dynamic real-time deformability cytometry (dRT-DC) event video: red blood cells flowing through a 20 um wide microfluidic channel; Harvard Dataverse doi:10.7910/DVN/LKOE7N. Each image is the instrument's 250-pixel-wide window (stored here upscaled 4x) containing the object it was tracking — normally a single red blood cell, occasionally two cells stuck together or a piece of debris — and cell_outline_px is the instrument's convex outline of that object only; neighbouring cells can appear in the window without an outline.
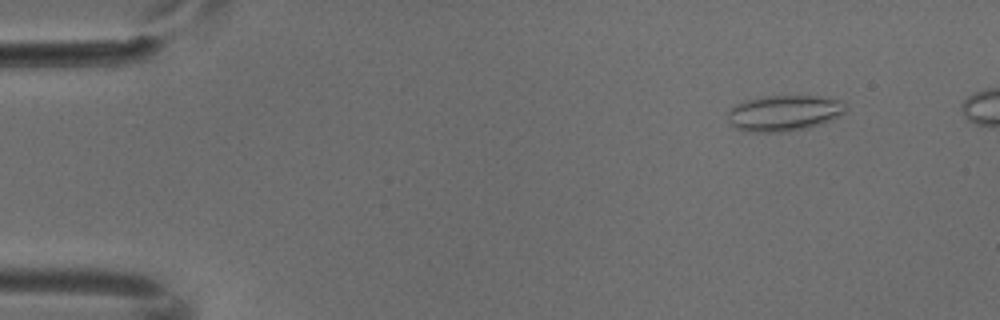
{"species": "common noctule bat (a hibernating species)", "species_latin": "Nyctalus noctula", "temperature_condition": "cold", "stored_images_in_passage": 7, "camera_frame_rate_fps": 3000, "um_per_image_px": 0.085, "animal": {"sex": "male", "body_mass_g": 18.8}, "frame": {"image": 1, "passage_image": 2, "time_ms": 0.333, "image_size_px": [1000, 320], "cell_outline_px": [[848, 108], [844, 112], [820, 124], [808, 128], [780, 132], [748, 132], [736, 128], [728, 120], [728, 112], [736, 104], [744, 100], [768, 96], [816, 96], [840, 100]], "centroid_in_image_um": [66.62, 9.61], "position_along_channel_um": 18.4, "area_um2": 24.39}}
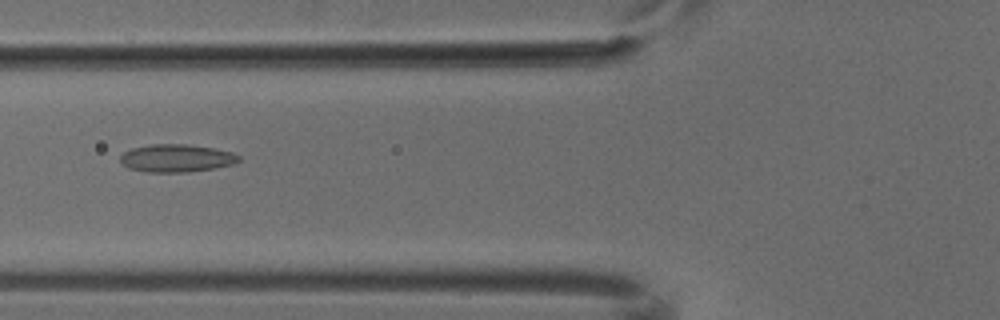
{"frame": {"image": 2, "passage_image": 6, "time_ms": 1.667, "image_size_px": [1000, 320], "cell_outline_px": [[240, 160], [232, 164], [216, 168], [188, 172], [148, 172], [128, 168], [120, 160], [120, 156], [124, 152], [132, 148], [152, 144], [188, 144], [216, 148], [232, 152], [240, 156]], "centroid_in_image_um": [15.02, 13.44], "position_along_channel_um": 110.8, "area_um2": 19.25}}
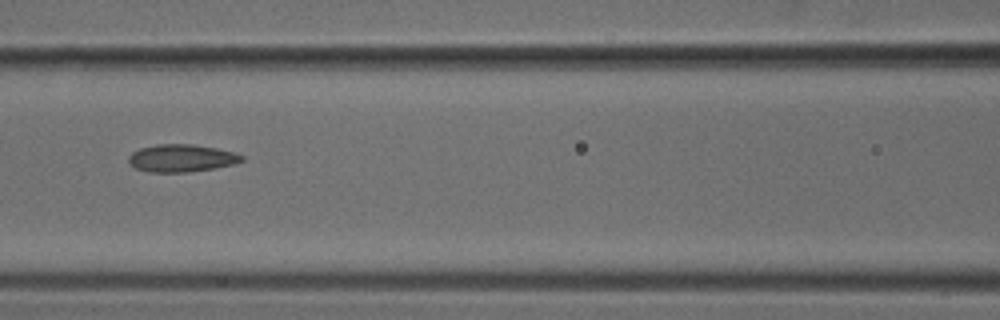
{"frame": {"image": 3, "passage_image": 7, "time_ms": 2.0, "image_size_px": [1000, 320], "cell_outline_px": [[244, 160], [236, 164], [188, 172], [148, 172], [136, 168], [128, 164], [128, 156], [132, 152], [140, 148], [156, 144], [192, 144], [216, 148], [232, 152], [244, 156]], "centroid_in_image_um": [15.4, 13.44], "position_along_channel_um": 151.2, "area_um2": 18.21}}